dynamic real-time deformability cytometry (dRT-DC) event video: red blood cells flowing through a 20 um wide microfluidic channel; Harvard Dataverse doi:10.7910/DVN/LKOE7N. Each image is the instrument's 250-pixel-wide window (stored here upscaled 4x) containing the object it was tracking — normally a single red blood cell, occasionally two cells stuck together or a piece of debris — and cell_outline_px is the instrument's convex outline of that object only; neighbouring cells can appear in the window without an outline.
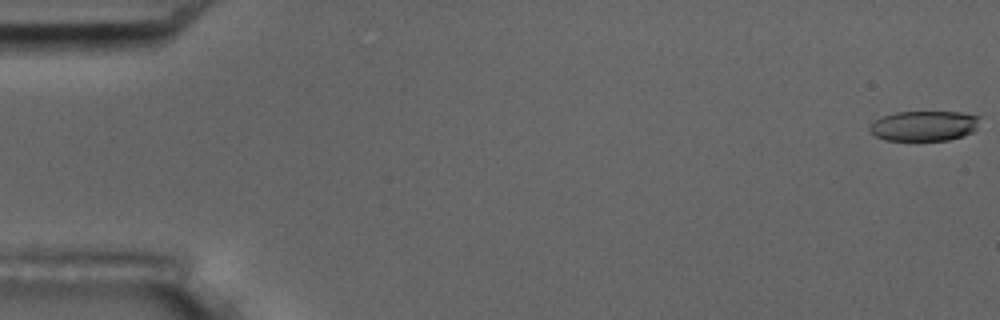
{"species": "common noctule bat (a hibernating species)", "species_latin": "Nyctalus noctula", "temperature_condition": "room temperature", "stored_images_in_passage": 56, "camera_frame_rate_fps": 3000, "um_per_image_px": 0.085, "animal": {"sex": "male", "body_mass_g": 17.5, "forearm_length_mm": 52.3}, "frame": {"image": 1, "passage_image": 1, "time_ms": 0.0, "image_size_px": [1000, 320], "cell_outline_px": [[980, 116], [976, 128], [972, 132], [964, 136], [948, 140], [884, 140], [868, 132], [868, 128], [876, 120], [884, 116], [896, 112], [960, 112]], "centroid_in_image_um": [78.54, 10.7], "position_along_channel_um": 6.5, "area_um2": 19.31}}
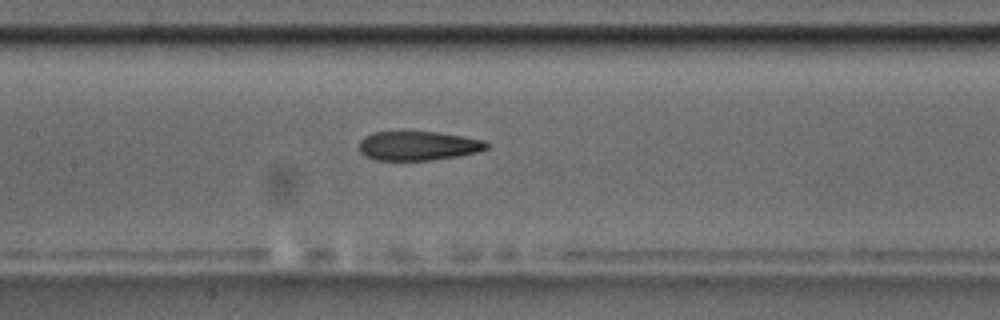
{"frame": {"image": 2, "passage_image": 27, "time_ms": 8.667, "image_size_px": [1000, 320], "cell_outline_px": [[488, 148], [476, 152], [456, 156], [432, 160], [376, 160], [364, 156], [360, 152], [360, 140], [364, 136], [372, 132], [436, 132], [464, 136], [484, 140], [488, 144]], "centroid_in_image_um": [35.52, 12.39], "position_along_channel_um": 171.9, "area_um2": 21.62}}
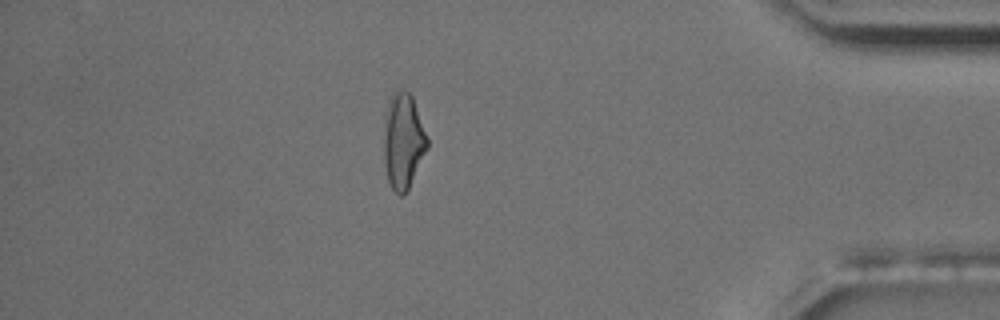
{"frame": {"image": 3, "passage_image": 49, "time_ms": 16.0, "image_size_px": [1000, 320], "cell_outline_px": [[428, 148], [408, 188], [400, 196], [392, 188], [388, 180], [384, 164], [384, 112], [388, 100], [392, 92], [396, 88], [400, 88], [408, 92], [412, 96], [428, 140]], "centroid_in_image_um": [34.24, 11.92], "position_along_channel_um": 401.0, "area_um2": 24.22}, "authors_computed_cell_mechanics": {"area_um2": 22.7443, "velocity_mm_per_s": 3.6517, "shape_relaxation_time_tau1_ms": 10.0001, "shape_relaxation_time_tau2_ms": 3.6953, "deformation_change_tau1": 0.2432, "deformation_change_tau2": 0.1232}}